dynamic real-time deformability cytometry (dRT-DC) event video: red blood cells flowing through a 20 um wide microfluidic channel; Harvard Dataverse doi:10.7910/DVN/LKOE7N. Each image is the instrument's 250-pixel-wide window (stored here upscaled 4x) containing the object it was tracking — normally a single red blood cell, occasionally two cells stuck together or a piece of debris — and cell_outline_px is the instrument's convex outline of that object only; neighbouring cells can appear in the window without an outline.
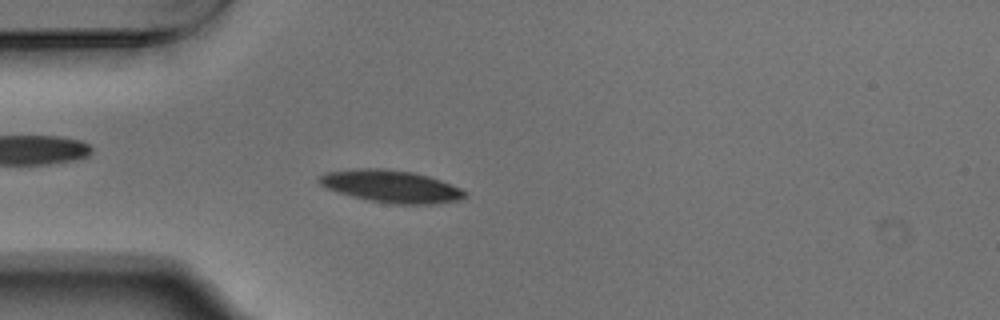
{"species": "Egyptian fruit bat (a non-hibernating species)", "species_latin": "Rousettus aegyptiacus", "temperature_condition": "warm", "stored_images_in_passage": 53, "camera_frame_rate_fps": 3000, "um_per_image_px": 0.085, "animal": {"sex": "male"}, "frame": {"image": 1, "passage_image": 14, "time_ms": 4.333, "image_size_px": [1000, 320], "cell_outline_px": [[468, 196], [460, 200], [432, 204], [392, 204], [368, 200], [336, 192], [320, 184], [316, 180], [324, 172], [356, 168], [384, 168], [412, 172], [428, 176], [440, 180], [460, 188], [468, 192]], "centroid_in_image_um": [33.24, 15.84], "position_along_channel_um": 51.8, "area_um2": 27.63}}
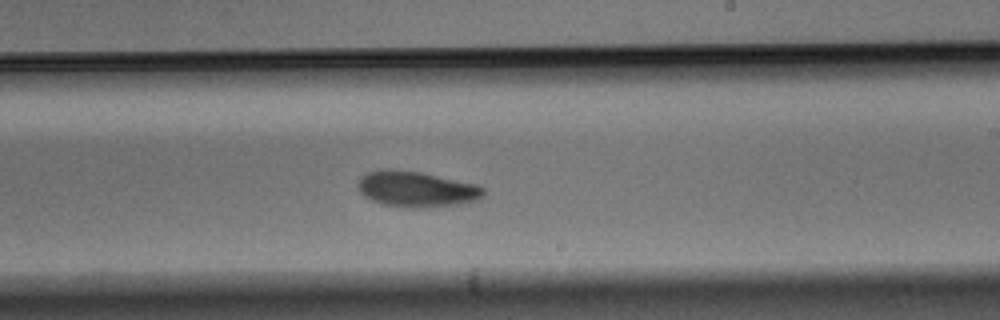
{"frame": {"image": 2, "passage_image": 31, "time_ms": 10.0, "image_size_px": [1000, 320], "cell_outline_px": [[484, 196], [480, 200], [460, 204], [416, 208], [412, 208], [384, 204], [372, 200], [364, 196], [360, 192], [356, 184], [360, 176], [368, 172], [380, 168], [392, 168], [420, 172], [476, 184], [484, 188]], "centroid_in_image_um": [35.37, 16.06], "position_along_channel_um": 253.6, "area_um2": 26.36}}
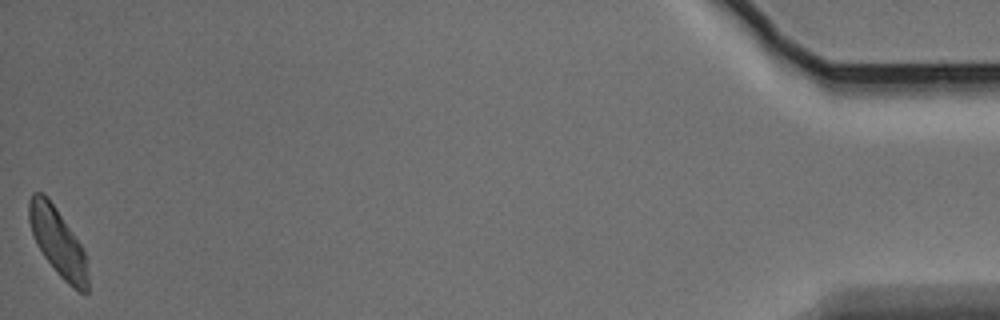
{"frame": {"image": 3, "passage_image": 53, "time_ms": 17.333, "image_size_px": [1000, 320], "cell_outline_px": [[88, 292], [80, 292], [72, 288], [56, 272], [44, 256], [32, 232], [28, 220], [28, 200], [32, 192], [44, 192], [48, 196], [84, 248], [88, 276]], "centroid_in_image_um": [4.92, 20.54], "position_along_channel_um": 430.3, "area_um2": 23.35}, "authors_computed_cell_mechanics": {"area_um2": 24.9696, "velocity_mm_per_s": 3.713, "shape_relaxation_time_tau1_ms": 2.2394, "shape_relaxation_time_tau2_ms": null, "deformation_change_tau1": 0.1107, "deformation_change_tau2": null}}